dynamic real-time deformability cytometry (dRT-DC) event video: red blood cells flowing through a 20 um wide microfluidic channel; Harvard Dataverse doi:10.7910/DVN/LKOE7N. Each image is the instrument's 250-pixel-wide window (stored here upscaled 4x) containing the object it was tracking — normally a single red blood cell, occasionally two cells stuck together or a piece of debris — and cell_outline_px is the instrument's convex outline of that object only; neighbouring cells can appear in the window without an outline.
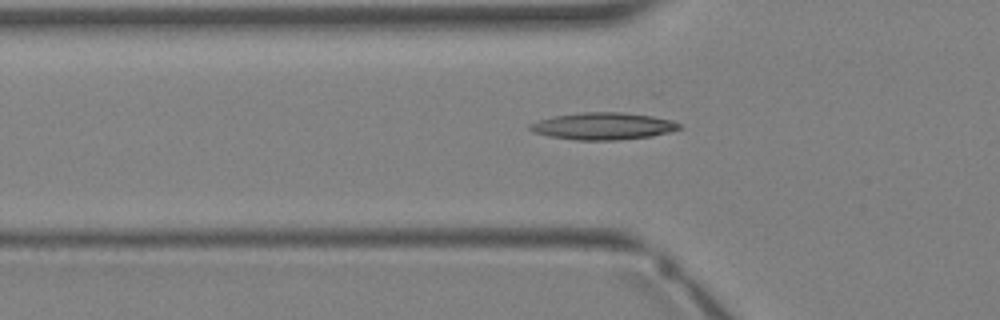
{"species": "Egyptian fruit bat (a non-hibernating species)", "species_latin": "Rousettus aegyptiacus", "temperature_condition": "warm", "stored_images_in_passage": 2, "camera_frame_rate_fps": 3000, "um_per_image_px": 0.085, "animal": {"sex": "female"}, "frame": {"image": 1, "passage_image": 2, "time_ms": 1.333, "image_size_px": [1000, 320], "cell_outline_px": [[684, 128], [652, 136], [616, 140], [576, 140], [552, 136], [536, 132], [528, 128], [528, 124], [540, 120], [556, 116], [584, 112], [620, 112], [652, 116], [672, 120], [680, 124]], "centroid_in_image_um": [51.32, 10.72], "position_along_channel_um": 74.5, "area_um2": 23.29}}